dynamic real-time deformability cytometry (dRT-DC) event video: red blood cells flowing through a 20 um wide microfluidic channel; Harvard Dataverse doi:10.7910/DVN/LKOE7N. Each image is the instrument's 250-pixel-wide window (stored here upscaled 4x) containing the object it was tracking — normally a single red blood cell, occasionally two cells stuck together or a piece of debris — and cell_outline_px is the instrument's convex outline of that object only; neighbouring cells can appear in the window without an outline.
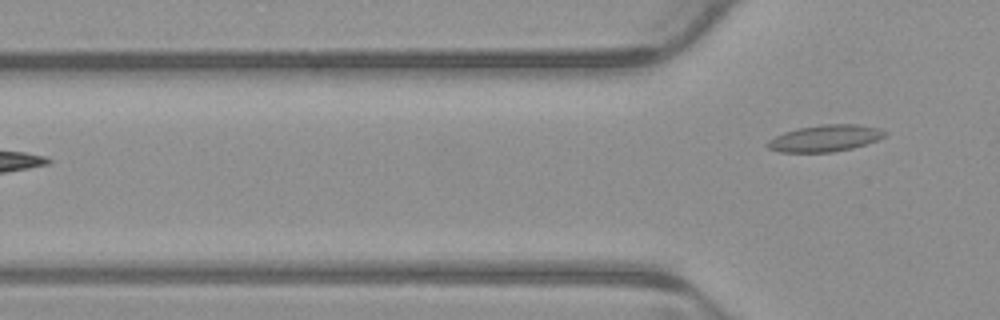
{"species": "common noctule bat (a hibernating species)", "species_latin": "Nyctalus noctula", "temperature_condition": "warm", "stored_images_in_passage": 3, "camera_frame_rate_fps": 3000, "um_per_image_px": 0.085, "animal": {"sex": "male", "body_mass_g": 23.1, "forearm_length_mm": 52.7}, "frame": {"image": 1, "passage_image": 3, "time_ms": 0.667, "image_size_px": [1000, 320], "cell_outline_px": [[888, 132], [884, 136], [876, 140], [852, 148], [832, 152], [780, 152], [768, 148], [764, 144], [768, 140], [784, 132], [796, 128], [820, 124], [860, 124], [880, 128]], "centroid_in_image_um": [70.11, 11.74], "position_along_channel_um": 55.7, "area_um2": 18.32}}